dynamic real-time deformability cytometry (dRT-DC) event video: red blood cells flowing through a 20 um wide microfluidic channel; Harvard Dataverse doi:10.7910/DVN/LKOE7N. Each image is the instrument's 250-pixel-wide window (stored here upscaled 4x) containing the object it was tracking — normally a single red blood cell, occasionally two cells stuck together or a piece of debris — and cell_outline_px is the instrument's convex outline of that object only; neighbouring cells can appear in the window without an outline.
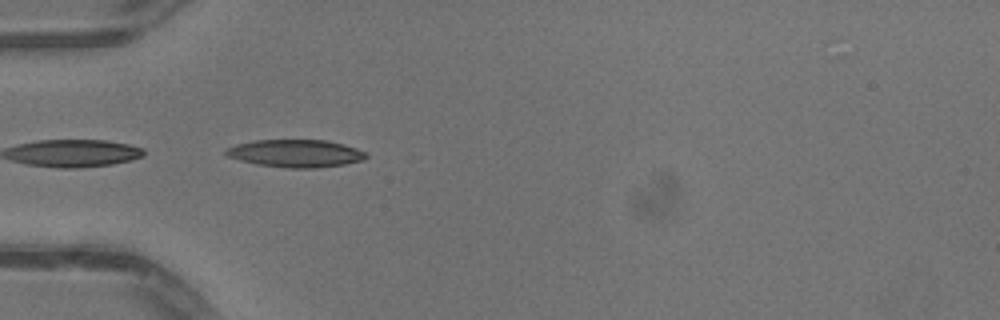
{"species": "common noctule bat (a hibernating species)", "species_latin": "Nyctalus noctula", "temperature_condition": "warm", "stored_images_in_passage": 13, "camera_frame_rate_fps": 3000, "um_per_image_px": 0.085, "animal": {"sex": "male", "body_mass_g": 13.3}, "frame": {"image": 1, "passage_image": 4, "time_ms": 1.0, "image_size_px": [1000, 320], "cell_outline_px": [[368, 156], [364, 160], [344, 164], [316, 168], [284, 168], [256, 164], [240, 160], [228, 156], [224, 152], [228, 148], [236, 144], [256, 140], [328, 140], [344, 144], [356, 148], [364, 152]], "centroid_in_image_um": [25.14, 13.04], "position_along_channel_um": 59.9, "area_um2": 22.54}}
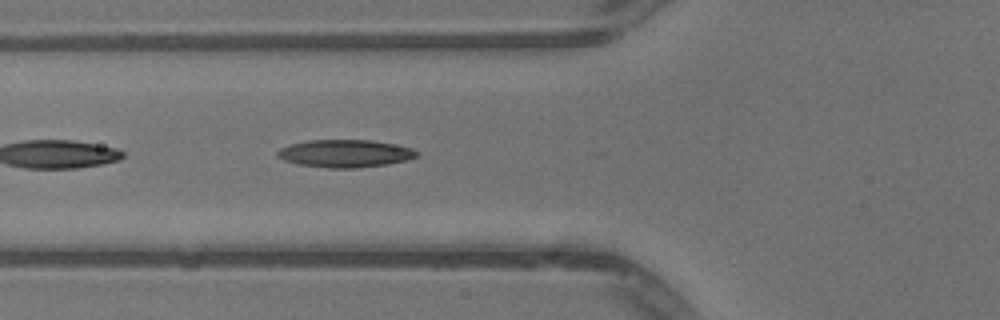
{"frame": {"image": 2, "passage_image": 7, "time_ms": 2.0, "image_size_px": [1000, 320], "cell_outline_px": [[420, 152], [416, 156], [408, 160], [388, 164], [356, 168], [328, 168], [300, 164], [284, 160], [276, 156], [276, 152], [280, 148], [292, 144], [308, 140], [372, 140], [412, 148]], "centroid_in_image_um": [29.34, 13.05], "position_along_channel_um": 96.5, "area_um2": 22.37}}
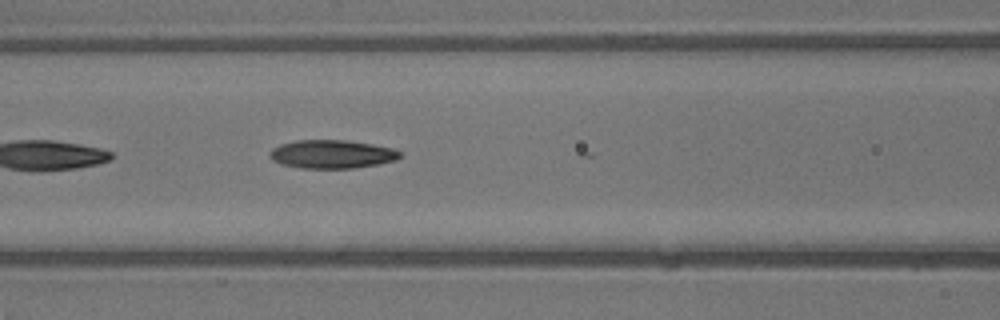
{"frame": {"image": 3, "passage_image": 10, "time_ms": 3.0, "image_size_px": [1000, 320], "cell_outline_px": [[404, 156], [396, 160], [376, 164], [352, 168], [300, 168], [280, 164], [272, 160], [272, 148], [280, 144], [296, 140], [348, 140], [372, 144], [392, 148], [400, 152]], "centroid_in_image_um": [28.23, 13.1], "position_along_channel_um": 138.4, "area_um2": 21.5}}